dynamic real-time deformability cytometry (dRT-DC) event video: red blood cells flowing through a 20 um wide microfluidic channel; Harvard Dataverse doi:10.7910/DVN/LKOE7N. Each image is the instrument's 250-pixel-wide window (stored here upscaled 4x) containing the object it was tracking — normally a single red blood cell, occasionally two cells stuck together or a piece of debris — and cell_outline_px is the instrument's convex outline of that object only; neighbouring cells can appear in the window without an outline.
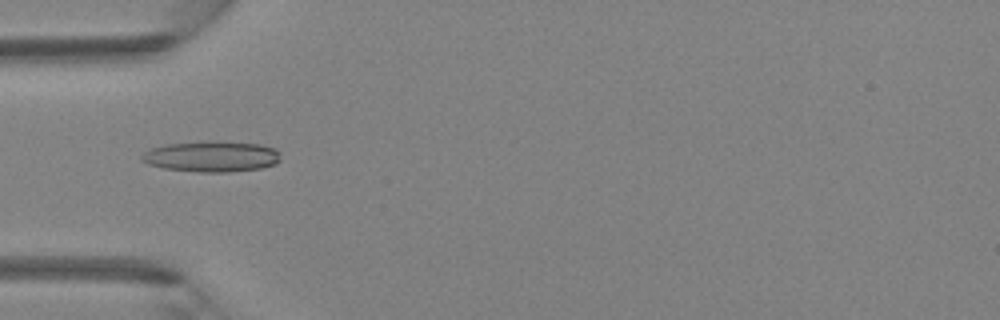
{"species": "Egyptian fruit bat (a non-hibernating species)", "species_latin": "Rousettus aegyptiacus", "temperature_condition": "room temperature", "stored_images_in_passage": 2, "camera_frame_rate_fps": 3000, "um_per_image_px": 0.085, "animal": {"sex": "female"}, "frame": {"image": 1, "passage_image": 2, "time_ms": 0.333, "image_size_px": [1000, 320], "cell_outline_px": [[280, 160], [276, 164], [260, 168], [228, 172], [200, 172], [164, 168], [148, 164], [140, 160], [140, 156], [144, 152], [152, 148], [168, 144], [208, 140], [212, 140], [260, 144], [276, 148], [280, 152]], "centroid_in_image_um": [18.01, 13.29], "position_along_channel_um": 67.0, "area_um2": 25.2}}